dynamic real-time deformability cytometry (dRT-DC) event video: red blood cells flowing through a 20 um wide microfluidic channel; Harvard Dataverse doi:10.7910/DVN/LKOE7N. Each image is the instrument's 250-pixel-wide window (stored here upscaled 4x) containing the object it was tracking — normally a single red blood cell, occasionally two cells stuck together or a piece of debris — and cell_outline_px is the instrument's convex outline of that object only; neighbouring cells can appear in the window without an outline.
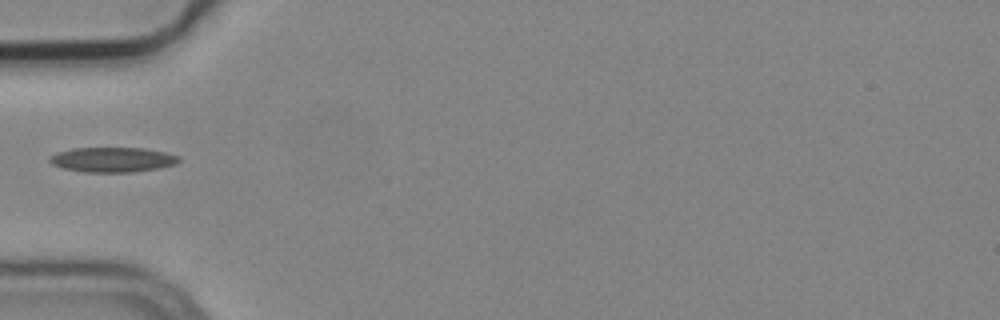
{"species": "common noctule bat (a hibernating species)", "species_latin": "Nyctalus noctula", "temperature_condition": "cold", "stored_images_in_passage": 3, "camera_frame_rate_fps": 3000, "um_per_image_px": 0.085, "animal": {"sex": "male", "body_mass_g": 19.2, "forearm_length_mm": 51.8}, "frame": {"image": 1, "passage_image": 2, "time_ms": 0.333, "image_size_px": [1000, 320], "cell_outline_px": [[180, 160], [176, 164], [136, 172], [84, 172], [64, 168], [52, 164], [48, 160], [48, 156], [56, 152], [72, 148], [144, 148], [164, 152], [180, 156]], "centroid_in_image_um": [9.54, 13.57], "position_along_channel_um": 75.5, "area_um2": 18.79}}
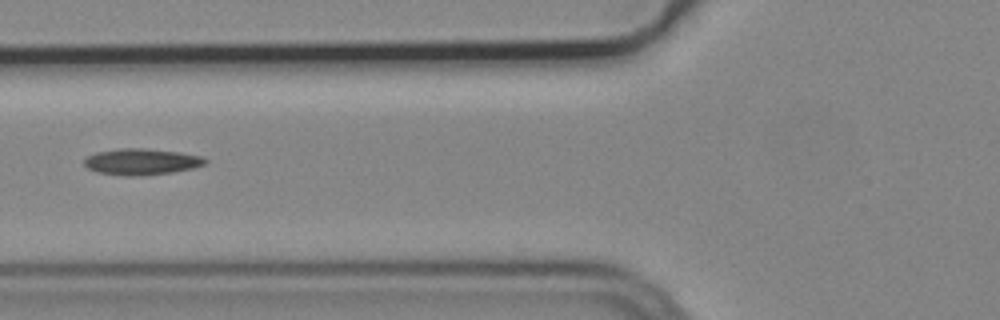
{"frame": {"image": 2, "passage_image": 3, "time_ms": 0.667, "image_size_px": [1000, 320], "cell_outline_px": [[208, 160], [204, 164], [192, 168], [172, 172], [136, 176], [124, 176], [96, 172], [88, 168], [84, 164], [84, 160], [88, 156], [96, 152], [120, 148], [144, 148], [180, 152], [200, 156]], "centroid_in_image_um": [12.0, 13.74], "position_along_channel_um": 113.8, "area_um2": 18.44}}